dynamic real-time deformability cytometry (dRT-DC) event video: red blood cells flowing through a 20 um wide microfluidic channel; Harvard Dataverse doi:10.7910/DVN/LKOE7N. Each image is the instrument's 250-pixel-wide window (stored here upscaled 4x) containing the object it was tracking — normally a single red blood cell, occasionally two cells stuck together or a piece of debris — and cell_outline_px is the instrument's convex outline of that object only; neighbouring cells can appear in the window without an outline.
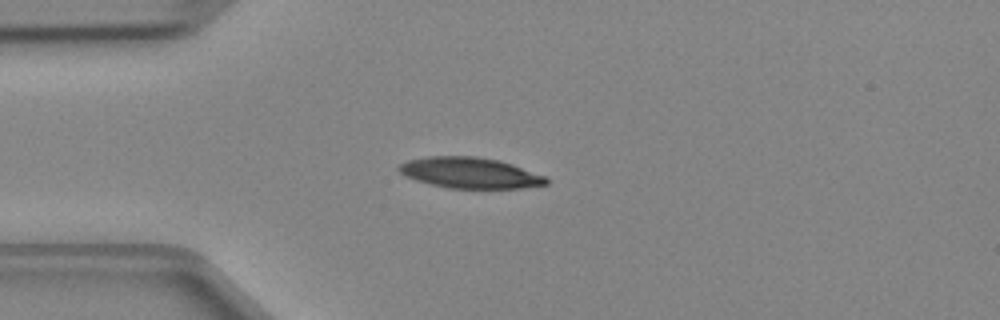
{"species": "Egyptian fruit bat (a non-hibernating species)", "species_latin": "Rousettus aegyptiacus", "temperature_condition": "cold", "stored_images_in_passage": 36, "camera_frame_rate_fps": 3000, "um_per_image_px": 0.085, "animal": {"sex": "female"}, "frame": {"image": 1, "passage_image": 1, "time_ms": 0.0, "image_size_px": [1000, 320], "cell_outline_px": [[548, 184], [520, 188], [448, 188], [416, 180], [404, 176], [396, 168], [400, 164], [408, 160], [428, 156], [476, 156], [500, 160], [548, 176]], "centroid_in_image_um": [39.97, 14.68], "position_along_channel_um": 45.0, "area_um2": 26.59}}
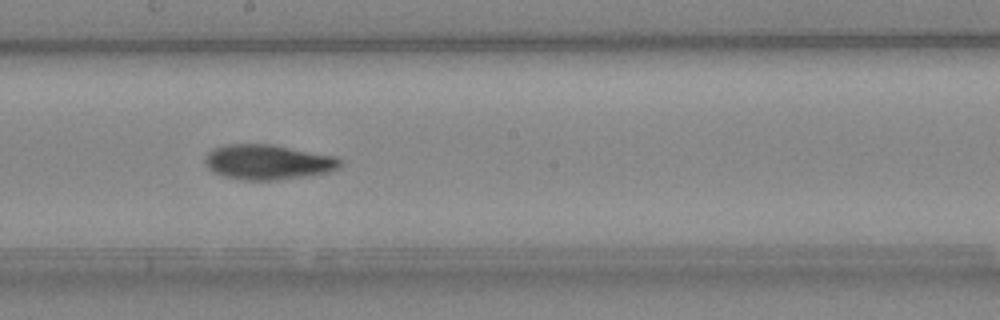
{"frame": {"image": 2, "passage_image": 15, "time_ms": 4.667, "image_size_px": [1000, 320], "cell_outline_px": [[340, 164], [336, 168], [328, 172], [308, 176], [276, 180], [240, 180], [224, 176], [212, 172], [208, 168], [204, 160], [208, 152], [216, 148], [228, 144], [272, 144], [336, 156], [340, 160]], "centroid_in_image_um": [22.75, 13.78], "position_along_channel_um": 225.4, "area_um2": 27.51}}
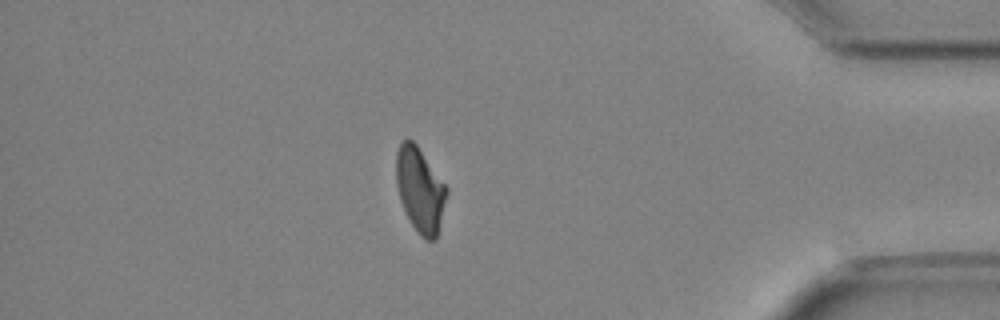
{"frame": {"image": 3, "passage_image": 30, "time_ms": 9.667, "image_size_px": [1000, 320], "cell_outline_px": [[448, 192], [436, 240], [424, 240], [420, 236], [412, 224], [400, 200], [396, 184], [396, 152], [400, 144], [404, 140], [412, 140], [416, 144], [448, 188]], "centroid_in_image_um": [35.71, 16.15], "position_along_channel_um": 399.5, "area_um2": 24.68}}